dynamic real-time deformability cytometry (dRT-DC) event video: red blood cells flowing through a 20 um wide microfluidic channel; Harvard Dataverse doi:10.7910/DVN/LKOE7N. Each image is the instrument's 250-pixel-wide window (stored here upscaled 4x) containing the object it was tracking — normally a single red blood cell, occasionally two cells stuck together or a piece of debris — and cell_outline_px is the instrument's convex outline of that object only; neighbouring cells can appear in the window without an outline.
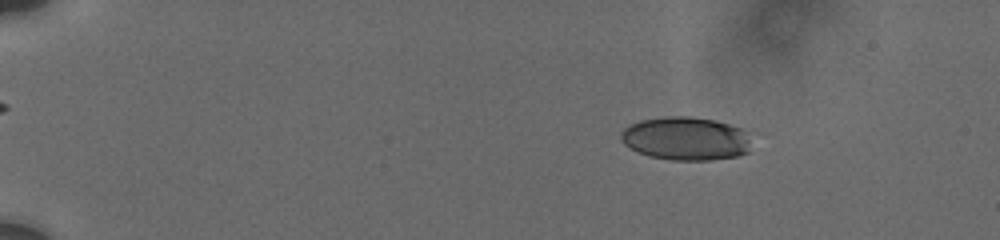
{"species": "human", "species_latin": "Homo sapiens", "temperature_condition": "cold", "stored_images_in_passage": 62, "camera_frame_rate_fps": 3000, "um_per_image_px": 0.085, "donor": {"sex": "male"}, "frame": {"image": 1, "passage_image": 5, "time_ms": 2.667, "image_size_px": [1000, 240], "cell_outline_px": [[760, 132], [748, 152], [736, 156], [712, 160], [672, 160], [652, 156], [640, 152], [624, 144], [620, 140], [620, 132], [628, 124], [640, 120], [664, 116], [692, 116], [716, 120]], "centroid_in_image_um": [58.46, 11.75], "position_along_channel_um": 26.5, "area_um2": 34.28}}
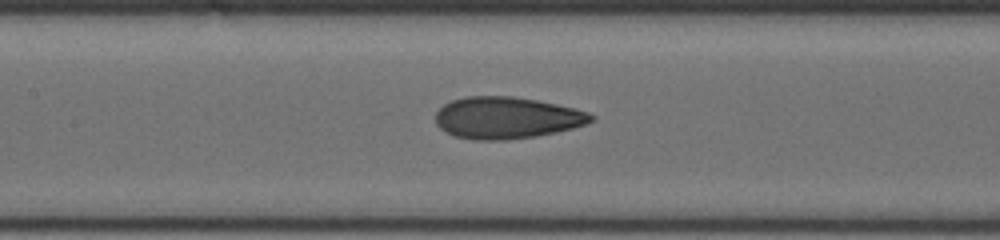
{"frame": {"image": 2, "passage_image": 27, "time_ms": 9.333, "image_size_px": [1000, 240], "cell_outline_px": [[596, 116], [592, 120], [584, 124], [572, 128], [556, 132], [536, 136], [508, 140], [472, 140], [456, 136], [444, 132], [436, 124], [436, 112], [444, 104], [452, 100], [464, 96], [512, 96], [536, 100], [576, 108], [588, 112]], "centroid_in_image_um": [43.04, 10.01], "position_along_channel_um": 164.4, "area_um2": 37.97}}
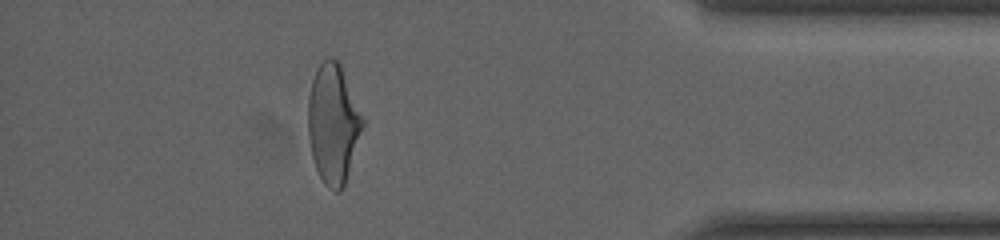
{"frame": {"image": 3, "passage_image": 55, "time_ms": 16.667, "image_size_px": [1000, 240], "cell_outline_px": [[364, 124], [344, 188], [340, 192], [336, 192], [328, 188], [324, 184], [316, 168], [312, 156], [308, 136], [308, 96], [312, 80], [316, 68], [328, 56], [332, 56], [340, 64], [364, 120]], "centroid_in_image_um": [28.31, 10.54], "position_along_channel_um": 406.9, "area_um2": 37.92}, "authors_computed_cell_mechanics": {"area_um2": 36.8475, "velocity_mm_per_s": 3.744, "shape_relaxation_time_tau1_ms": 4.5519, "shape_relaxation_time_tau2_ms": 1.3675, "deformation_change_tau1": 0.172, "deformation_change_tau2": 0.077}}